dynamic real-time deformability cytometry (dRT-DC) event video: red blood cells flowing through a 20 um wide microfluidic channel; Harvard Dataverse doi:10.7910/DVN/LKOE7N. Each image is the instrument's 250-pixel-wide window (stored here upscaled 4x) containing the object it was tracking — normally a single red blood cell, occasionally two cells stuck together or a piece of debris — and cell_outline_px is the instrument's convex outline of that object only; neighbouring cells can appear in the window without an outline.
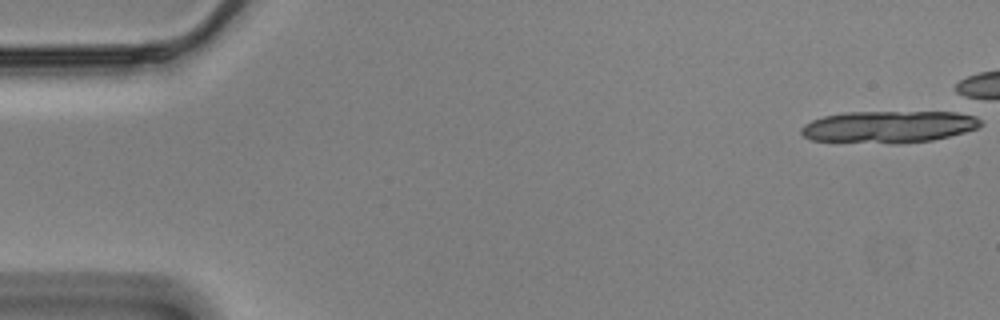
{"species": "Egyptian fruit bat (a non-hibernating species)", "species_latin": "Rousettus aegyptiacus", "temperature_condition": "cold", "stored_images_in_passage": 1, "camera_frame_rate_fps": 3000, "um_per_image_px": 0.085, "animal": {"sex": "male"}, "frame": {"image": 1, "passage_image": 1, "time_ms": 0.0, "image_size_px": [1000, 320], "cell_outline_px": [[984, 124], [976, 128], [964, 132], [932, 140], [900, 144], [892, 144], [812, 140], [804, 136], [800, 132], [800, 128], [804, 124], [812, 120], [824, 116], [844, 112], [968, 112], [976, 116]], "centroid_in_image_um": [75.57, 10.77], "position_along_channel_um": 9.4, "area_um2": 33.81}}